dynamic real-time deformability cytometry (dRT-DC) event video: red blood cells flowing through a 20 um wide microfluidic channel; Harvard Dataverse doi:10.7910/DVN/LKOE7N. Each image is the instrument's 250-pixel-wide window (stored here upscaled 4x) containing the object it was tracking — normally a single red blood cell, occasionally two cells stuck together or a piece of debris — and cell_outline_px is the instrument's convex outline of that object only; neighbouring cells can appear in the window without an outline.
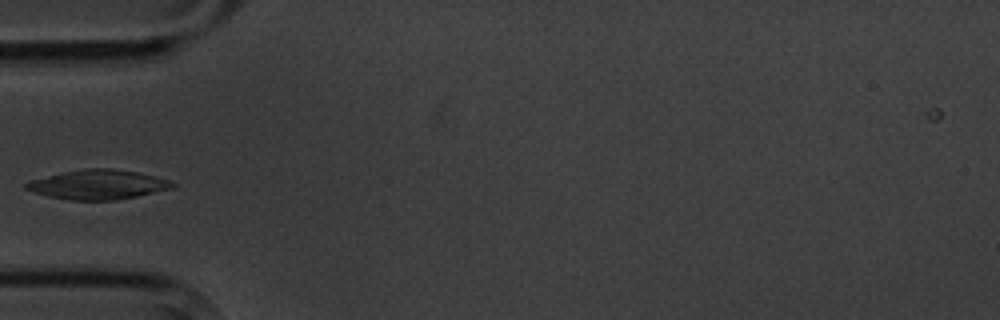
{"species": "common noctule bat (a hibernating species)", "species_latin": "Nyctalus noctula", "temperature_condition": "cold", "stored_images_in_passage": 5, "camera_frame_rate_fps": 3000, "um_per_image_px": 0.085, "animal": {"sex": "male", "body_mass_g": 20.1, "forearm_length_mm": 53.5}, "frame": {"image": 1, "passage_image": 5, "time_ms": 5.333, "image_size_px": [1000, 320], "cell_outline_px": [[176, 188], [116, 200], [68, 200], [48, 196], [24, 188], [24, 184], [28, 180], [64, 172], [84, 168], [112, 168], [136, 172], [156, 176], [168, 180], [176, 184]], "centroid_in_image_um": [8.34, 15.69], "position_along_channel_um": 76.7, "area_um2": 25.2}}